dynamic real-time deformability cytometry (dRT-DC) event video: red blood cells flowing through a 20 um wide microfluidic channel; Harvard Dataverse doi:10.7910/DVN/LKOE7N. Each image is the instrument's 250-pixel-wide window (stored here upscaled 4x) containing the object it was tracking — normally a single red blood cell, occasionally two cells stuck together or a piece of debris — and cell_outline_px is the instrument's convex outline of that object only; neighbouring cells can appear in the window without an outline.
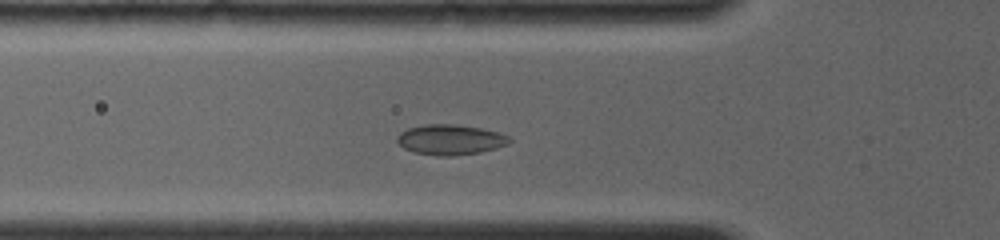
{"species": "common noctule bat (a hibernating species)", "species_latin": "Nyctalus noctula", "temperature_condition": "room temperature", "stored_images_in_passage": 56, "camera_frame_rate_fps": 4000, "um_per_image_px": 0.085, "animal": {"sex": "female", "body_mass_g": 19.0, "forearm_length_mm": 56.7}, "frame": {"image": 1, "passage_image": 9, "time_ms": 3.0, "image_size_px": [1000, 240], "cell_outline_px": [[512, 140], [508, 144], [496, 148], [480, 152], [456, 156], [436, 156], [416, 152], [404, 148], [396, 140], [396, 136], [400, 132], [408, 128], [424, 124], [456, 124], [480, 128], [496, 132], [508, 136]], "centroid_in_image_um": [38.26, 11.87], "position_along_channel_um": 87.5, "area_um2": 19.83}}
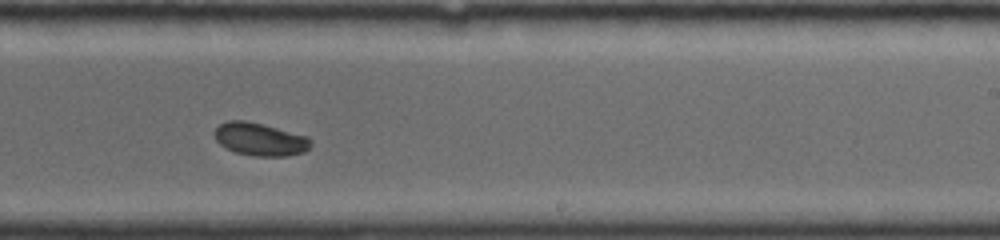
{"frame": {"image": 2, "passage_image": 26, "time_ms": 7.5, "image_size_px": [1000, 240], "cell_outline_px": [[312, 144], [304, 152], [288, 156], [252, 156], [236, 152], [220, 144], [216, 140], [212, 132], [220, 124], [228, 120], [244, 120], [308, 136], [312, 140]], "centroid_in_image_um": [22.1, 11.84], "position_along_channel_um": 266.9, "area_um2": 18.38}}
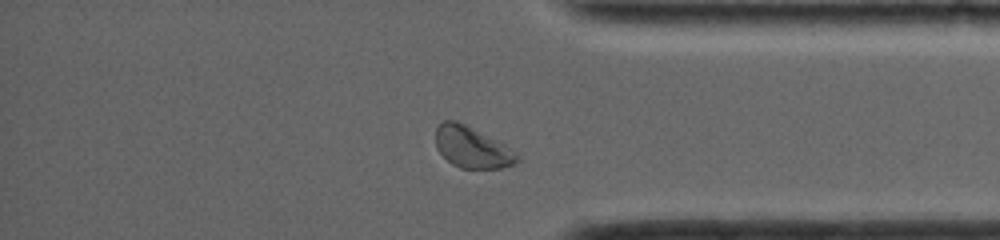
{"frame": {"image": 3, "passage_image": 47, "time_ms": 10.75, "image_size_px": [1000, 240], "cell_outline_px": [[520, 160], [504, 168], [460, 168], [452, 164], [436, 148], [436, 128], [444, 120], [456, 120], [504, 144], [516, 152]], "centroid_in_image_um": [40.11, 12.53], "position_along_channel_um": 395.1, "area_um2": 19.31}}